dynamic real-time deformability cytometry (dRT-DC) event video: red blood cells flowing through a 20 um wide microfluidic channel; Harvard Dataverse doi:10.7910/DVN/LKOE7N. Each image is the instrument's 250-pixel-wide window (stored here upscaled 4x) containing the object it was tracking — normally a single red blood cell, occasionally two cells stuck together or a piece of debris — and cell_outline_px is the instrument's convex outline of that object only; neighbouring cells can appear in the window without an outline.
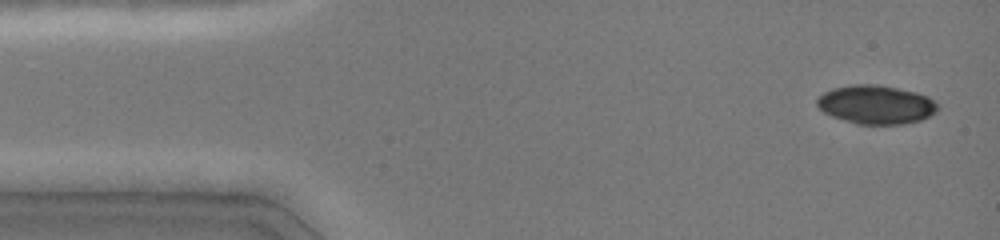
{"species": "common noctule bat (a hibernating species)", "species_latin": "Nyctalus noctula", "temperature_condition": "cold", "stored_images_in_passage": 22, "camera_frame_rate_fps": 3000, "um_per_image_px": 0.085, "animal": {"sex": "female", "body_mass_g": 19.0, "forearm_length_mm": 51.5}, "frame": {"image": 1, "passage_image": 2, "time_ms": 0.333, "image_size_px": [1000, 240], "cell_outline_px": [[940, 108], [936, 112], [920, 120], [904, 124], [856, 124], [832, 116], [824, 112], [816, 104], [816, 100], [824, 92], [832, 88], [852, 84], [876, 84], [916, 92], [928, 96], [940, 104]], "centroid_in_image_um": [74.48, 8.89], "position_along_channel_um": 10.5, "area_um2": 27.34}}
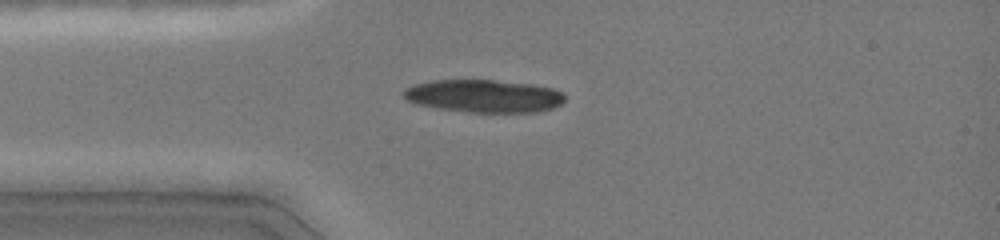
{"frame": {"image": 2, "passage_image": 11, "time_ms": 3.333, "image_size_px": [1000, 240], "cell_outline_px": [[564, 100], [560, 104], [552, 108], [536, 112], [468, 112], [436, 108], [416, 104], [404, 100], [400, 96], [400, 92], [404, 88], [412, 84], [432, 80], [492, 80], [532, 84], [552, 88], [564, 92]], "centroid_in_image_um": [41.04, 8.16], "position_along_channel_um": 44.0, "area_um2": 31.21}}